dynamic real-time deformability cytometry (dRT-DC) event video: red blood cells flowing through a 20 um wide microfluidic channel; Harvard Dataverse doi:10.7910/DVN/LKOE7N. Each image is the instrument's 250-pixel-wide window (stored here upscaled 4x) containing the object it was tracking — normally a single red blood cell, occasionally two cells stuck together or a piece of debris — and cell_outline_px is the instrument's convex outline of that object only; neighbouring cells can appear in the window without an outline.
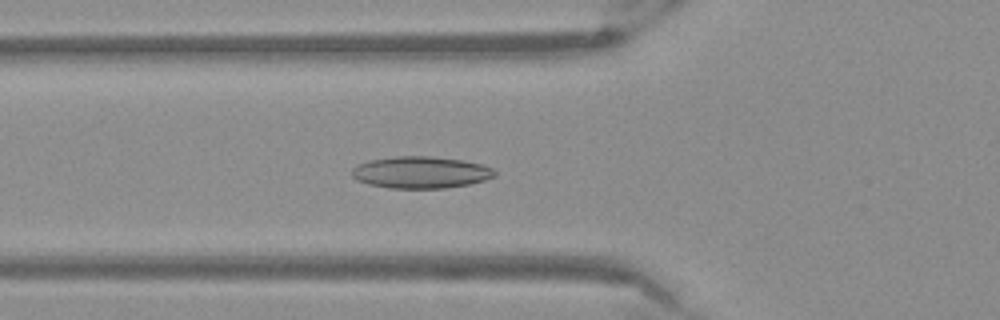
{"species": "Egyptian fruit bat (a non-hibernating species)", "species_latin": "Rousettus aegyptiacus", "temperature_condition": "warm", "stored_images_in_passage": 52, "camera_frame_rate_fps": 3000, "um_per_image_px": 0.085, "frame": {"image": 1, "passage_image": 19, "time_ms": 6.0, "image_size_px": [1000, 320], "cell_outline_px": [[496, 176], [484, 180], [468, 184], [444, 188], [388, 188], [368, 184], [356, 180], [352, 176], [352, 168], [368, 160], [396, 156], [432, 156], [464, 160], [480, 164], [492, 168], [496, 172]], "centroid_in_image_um": [35.75, 14.65], "position_along_channel_um": 90.0, "area_um2": 26.53}}
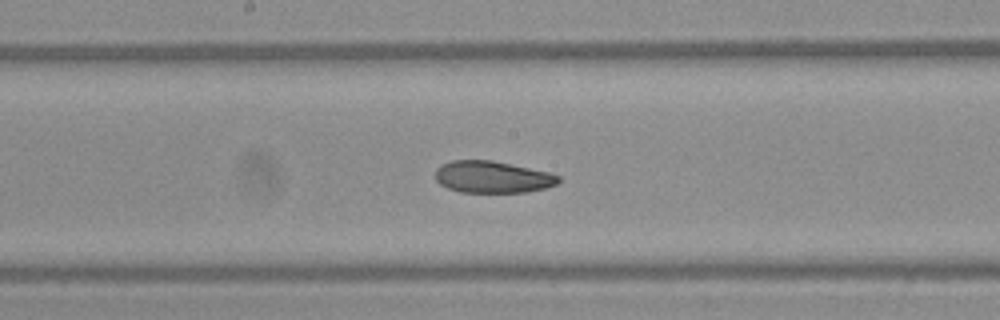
{"frame": {"image": 2, "passage_image": 28, "time_ms": 9.0, "image_size_px": [1000, 320], "cell_outline_px": [[560, 180], [556, 184], [544, 188], [528, 192], [460, 192], [448, 188], [440, 184], [436, 180], [436, 168], [440, 164], [452, 160], [492, 160], [548, 172], [560, 176]], "centroid_in_image_um": [41.83, 15.04], "position_along_channel_um": 206.4, "area_um2": 22.83}}
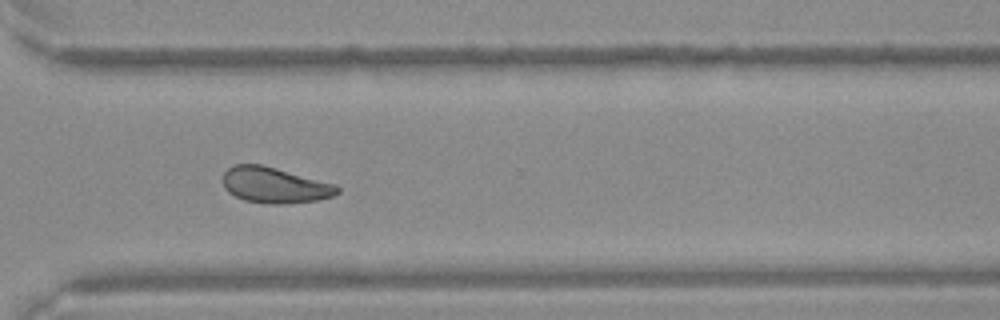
{"frame": {"image": 3, "passage_image": 39, "time_ms": 12.667, "image_size_px": [1000, 320], "cell_outline_px": [[340, 192], [332, 196], [316, 200], [284, 204], [268, 204], [244, 200], [228, 192], [224, 188], [224, 172], [228, 168], [236, 164], [260, 164], [276, 168], [336, 184], [340, 188]], "centroid_in_image_um": [23.35, 15.74], "position_along_channel_um": 347.2, "area_um2": 23.76}}